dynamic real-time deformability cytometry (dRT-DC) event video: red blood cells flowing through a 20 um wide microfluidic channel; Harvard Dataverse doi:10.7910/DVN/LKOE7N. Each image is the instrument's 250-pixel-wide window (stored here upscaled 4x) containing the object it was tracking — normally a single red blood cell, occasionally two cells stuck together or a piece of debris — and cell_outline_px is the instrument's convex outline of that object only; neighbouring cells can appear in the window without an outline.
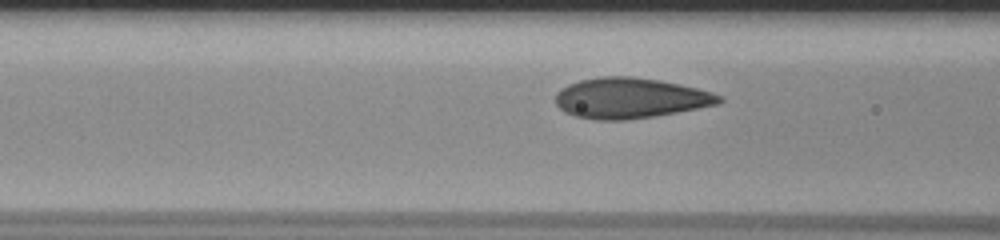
{"species": "human", "species_latin": "Homo sapiens", "temperature_condition": "room temperature", "stored_images_in_passage": 32, "camera_frame_rate_fps": 3000, "um_per_image_px": 0.085, "donor": {"sex": "male"}, "frame": {"image": 1, "passage_image": 6, "time_ms": 1.667, "image_size_px": [1000, 240], "cell_outline_px": [[724, 100], [720, 104], [676, 112], [652, 116], [624, 120], [596, 120], [576, 116], [564, 112], [556, 104], [556, 92], [560, 88], [568, 84], [580, 80], [600, 76], [632, 76], [660, 80], [696, 88], [712, 92], [720, 96]], "centroid_in_image_um": [53.54, 8.33], "position_along_channel_um": 113.1, "area_um2": 38.55}}
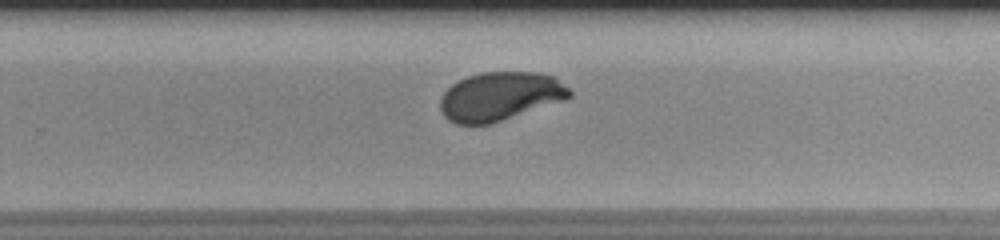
{"frame": {"image": 2, "passage_image": 20, "time_ms": 6.333, "image_size_px": [1000, 240], "cell_outline_px": [[572, 96], [564, 100], [488, 124], [456, 124], [448, 120], [444, 116], [440, 108], [440, 100], [444, 92], [452, 84], [468, 76], [484, 72], [536, 72], [552, 76], [568, 88], [572, 92]], "centroid_in_image_um": [42.48, 8.18], "position_along_channel_um": 287.3, "area_um2": 36.18}}
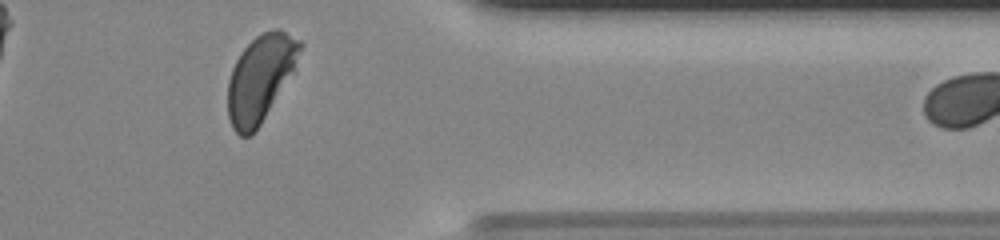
{"frame": {"image": 3, "passage_image": 29, "time_ms": 9.333, "image_size_px": [1000, 240], "cell_outline_px": [[304, 44], [296, 72], [260, 124], [248, 136], [240, 136], [232, 128], [228, 116], [228, 80], [232, 68], [240, 52], [256, 36], [264, 32], [276, 28], [280, 28], [300, 40]], "centroid_in_image_um": [22.19, 6.61], "position_along_channel_um": 389.2, "area_um2": 36.93}}